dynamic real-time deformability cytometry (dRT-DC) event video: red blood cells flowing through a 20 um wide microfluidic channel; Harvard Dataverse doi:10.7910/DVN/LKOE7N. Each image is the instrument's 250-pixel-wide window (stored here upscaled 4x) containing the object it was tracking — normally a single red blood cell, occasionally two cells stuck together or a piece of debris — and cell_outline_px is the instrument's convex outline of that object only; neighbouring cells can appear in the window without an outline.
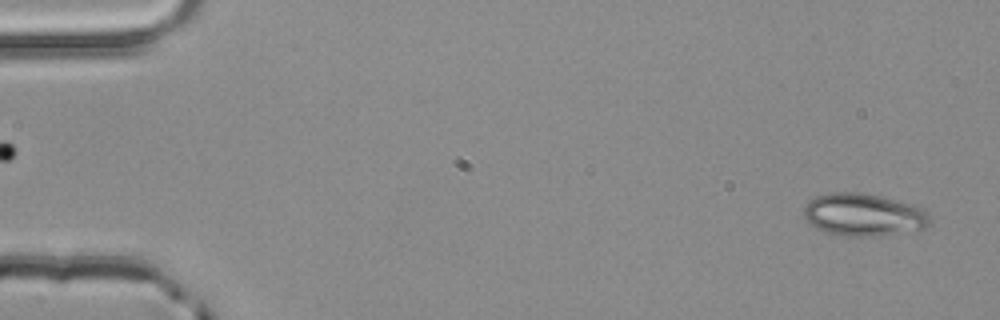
{"species": "common noctule bat (a hibernating species)", "species_latin": "Nyctalus noctula", "temperature_condition": "room temperature", "stored_images_in_passage": 2, "camera_frame_rate_fps": 3000, "um_per_image_px": 0.085, "animal": {"sex": "male", "body_mass_g": 20.4}, "frame": {"image": 1, "passage_image": 2, "time_ms": 0.333, "image_size_px": [1000, 320], "cell_outline_px": [[932, 224], [924, 228], [876, 236], [840, 236], [824, 232], [816, 228], [804, 220], [804, 204], [808, 200], [816, 196], [832, 192], [860, 192], [880, 196], [912, 204], [924, 208], [932, 220]], "centroid_in_image_um": [73.37, 18.25], "position_along_channel_um": 11.6, "area_um2": 31.62}}